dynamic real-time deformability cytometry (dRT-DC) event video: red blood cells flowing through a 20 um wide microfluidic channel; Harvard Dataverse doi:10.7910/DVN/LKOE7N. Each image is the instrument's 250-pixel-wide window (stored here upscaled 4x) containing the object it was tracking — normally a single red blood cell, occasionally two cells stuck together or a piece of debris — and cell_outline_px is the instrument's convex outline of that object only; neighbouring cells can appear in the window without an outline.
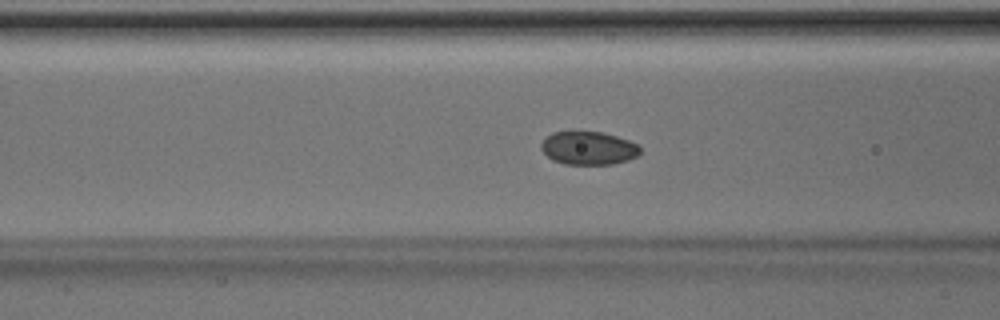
{"species": "Egyptian fruit bat (a non-hibernating species)", "species_latin": "Rousettus aegyptiacus", "temperature_condition": "room temperature", "stored_images_in_passage": 39, "camera_frame_rate_fps": 3000, "um_per_image_px": 0.085, "animal": {"sex": "male"}, "frame": {"image": 1, "passage_image": 8, "time_ms": 2.333, "image_size_px": [1000, 320], "cell_outline_px": [[640, 152], [636, 156], [628, 160], [612, 164], [564, 164], [552, 160], [540, 148], [540, 144], [552, 132], [572, 128], [600, 132], [616, 136], [640, 144]], "centroid_in_image_um": [49.99, 12.54], "position_along_channel_um": 116.6, "area_um2": 19.77}}
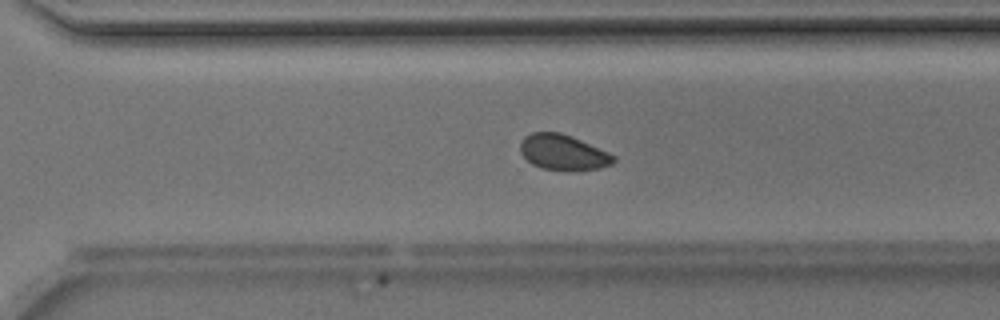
{"frame": {"image": 2, "passage_image": 23, "time_ms": 7.333, "image_size_px": [1000, 320], "cell_outline_px": [[616, 160], [612, 164], [600, 168], [568, 172], [540, 168], [532, 164], [520, 152], [520, 144], [524, 136], [532, 132], [560, 132], [572, 136], [608, 152], [616, 156]], "centroid_in_image_um": [47.87, 12.97], "position_along_channel_um": 322.7, "area_um2": 19.59}}
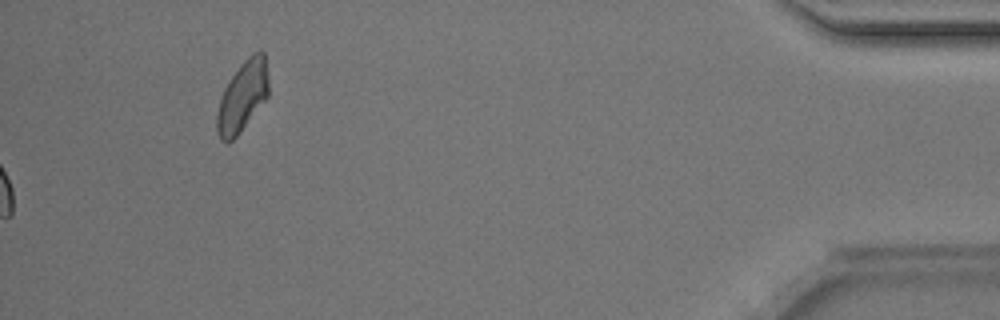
{"frame": {"image": 3, "passage_image": 39, "time_ms": 12.667, "image_size_px": [1000, 320], "cell_outline_px": [[268, 96], [240, 132], [232, 140], [224, 144], [220, 140], [216, 132], [216, 116], [220, 100], [224, 88], [228, 80], [244, 60], [252, 52], [260, 48], [264, 52], [268, 80]], "centroid_in_image_um": [20.6, 8.19], "position_along_channel_um": 414.6, "area_um2": 21.33}, "authors_computed_cell_mechanics": {"area_um2": 19.5364, "velocity_mm_per_s": 4.1358, "shape_relaxation_time_tau1_ms": 8.408, "shape_relaxation_time_tau2_ms": 1.8266, "deformation_change_tau1": 0.121, "deformation_change_tau2": 0.0458}}